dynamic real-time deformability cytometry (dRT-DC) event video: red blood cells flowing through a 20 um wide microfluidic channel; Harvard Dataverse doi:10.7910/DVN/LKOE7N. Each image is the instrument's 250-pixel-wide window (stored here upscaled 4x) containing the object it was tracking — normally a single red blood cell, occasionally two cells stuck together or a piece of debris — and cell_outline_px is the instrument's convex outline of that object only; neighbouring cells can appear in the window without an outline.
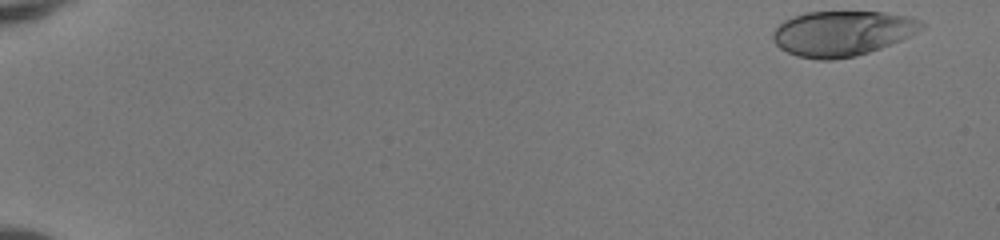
{"species": "human", "species_latin": "Homo sapiens", "temperature_condition": "room temperature", "stored_images_in_passage": 50, "camera_frame_rate_fps": 3000, "um_per_image_px": 0.085, "donor": {"sex": "female"}, "frame": {"image": 1, "passage_image": 1, "time_ms": 0.0, "image_size_px": [1000, 240], "cell_outline_px": [[924, 28], [900, 40], [880, 48], [856, 56], [832, 60], [816, 60], [796, 56], [780, 48], [772, 40], [772, 32], [784, 20], [792, 16], [808, 12], [884, 12], [912, 16], [920, 20], [924, 24]], "centroid_in_image_um": [71.57, 2.83], "position_along_channel_um": 13.4, "area_um2": 39.19}}
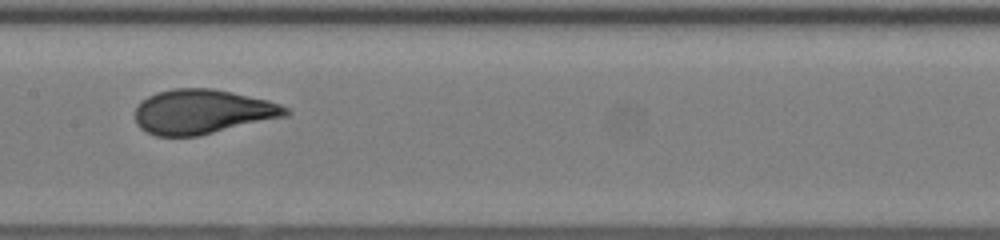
{"frame": {"image": 2, "passage_image": 27, "time_ms": 8.667, "image_size_px": [1000, 240], "cell_outline_px": [[292, 112], [288, 116], [200, 136], [156, 136], [140, 128], [136, 124], [136, 108], [140, 100], [156, 92], [172, 88], [212, 88], [232, 92], [268, 100], [280, 104], [288, 108]], "centroid_in_image_um": [17.23, 9.5], "position_along_channel_um": 190.2, "area_um2": 39.48}}
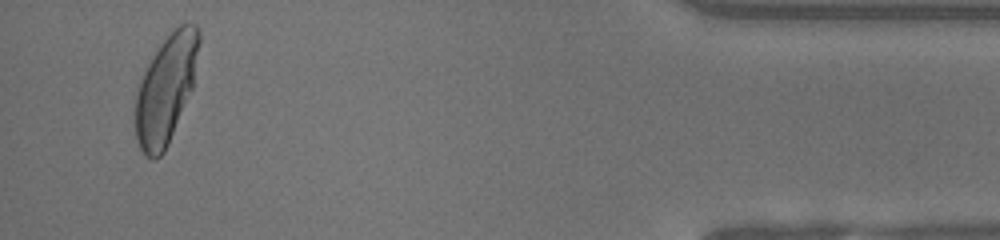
{"frame": {"image": 3, "passage_image": 48, "time_ms": 15.667, "image_size_px": [1000, 240], "cell_outline_px": [[200, 40], [192, 88], [168, 144], [164, 152], [160, 156], [152, 160], [144, 156], [136, 140], [132, 112], [136, 92], [140, 80], [156, 48], [180, 24], [188, 20], [196, 24], [200, 32]], "centroid_in_image_um": [14.06, 7.59], "position_along_channel_um": 421.1, "area_um2": 40.58}, "authors_computed_cell_mechanics": {"area_um2": 38.9283, "velocity_mm_per_s": 4.1082, "shape_relaxation_time_tau1_ms": 3.8927, "shape_relaxation_time_tau2_ms": null, "deformation_change_tau1": 0.2039, "deformation_change_tau2": null}}